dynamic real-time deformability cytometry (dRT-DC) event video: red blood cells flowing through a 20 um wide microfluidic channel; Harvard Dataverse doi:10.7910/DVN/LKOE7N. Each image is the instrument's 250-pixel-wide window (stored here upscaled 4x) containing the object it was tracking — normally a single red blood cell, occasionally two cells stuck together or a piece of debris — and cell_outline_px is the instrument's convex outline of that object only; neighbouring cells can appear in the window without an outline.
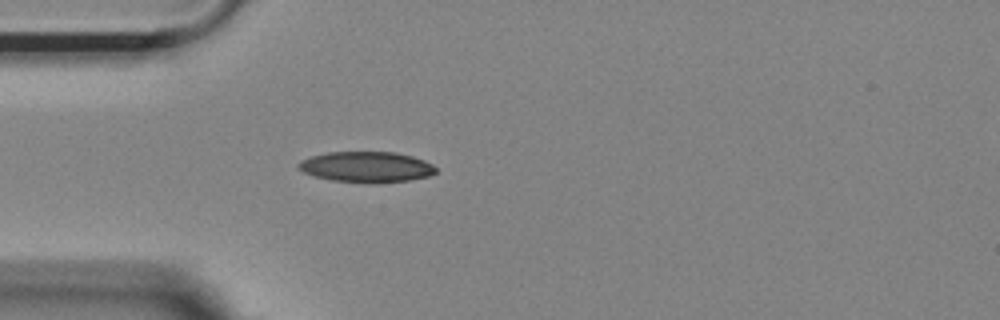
{"species": "Egyptian fruit bat (a non-hibernating species)", "species_latin": "Rousettus aegyptiacus", "temperature_condition": "room temperature", "stored_images_in_passage": 40, "camera_frame_rate_fps": 3000, "um_per_image_px": 0.085, "animal": {"sex": "female"}, "frame": {"image": 1, "passage_image": 1, "time_ms": 0.0, "image_size_px": [1000, 320], "cell_outline_px": [[436, 172], [428, 176], [408, 180], [376, 184], [368, 184], [332, 180], [316, 176], [304, 172], [296, 168], [296, 164], [300, 160], [312, 156], [328, 152], [396, 152], [412, 156], [424, 160], [432, 164], [436, 168]], "centroid_in_image_um": [31.13, 14.2], "position_along_channel_um": 53.9, "area_um2": 24.8}}
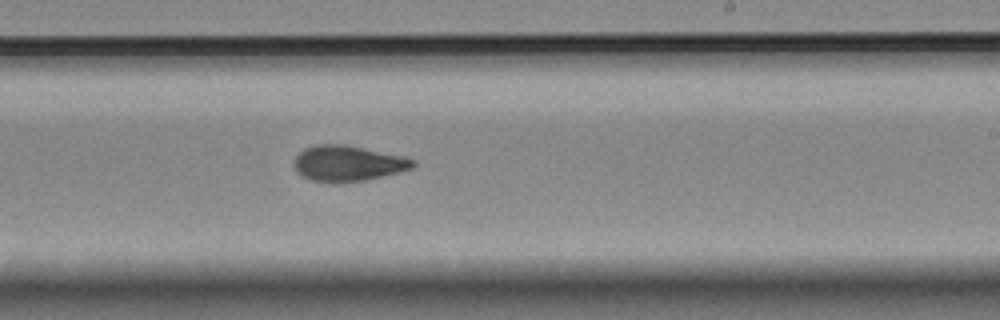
{"frame": {"image": 2, "passage_image": 18, "time_ms": 5.667, "image_size_px": [1000, 320], "cell_outline_px": [[416, 164], [412, 168], [400, 172], [364, 180], [336, 184], [328, 184], [308, 180], [300, 176], [296, 172], [296, 156], [304, 148], [316, 144], [344, 144], [400, 156], [412, 160]], "centroid_in_image_um": [29.5, 13.92], "position_along_channel_um": 259.5, "area_um2": 24.74}}
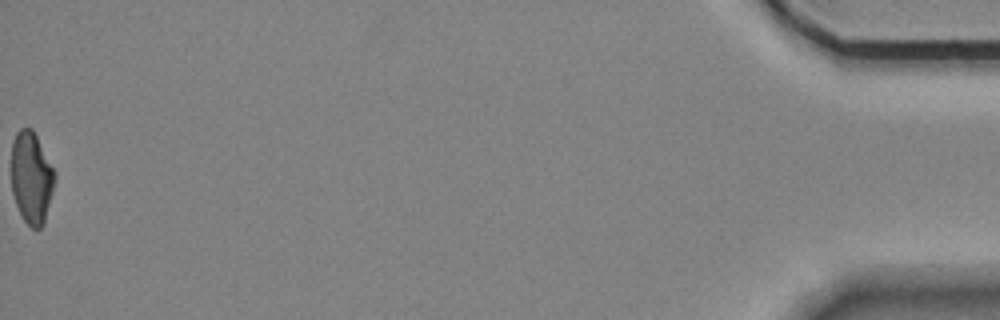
{"frame": {"image": 3, "passage_image": 40, "time_ms": 13.0, "image_size_px": [1000, 320], "cell_outline_px": [[56, 180], [44, 224], [40, 228], [32, 228], [24, 220], [16, 204], [12, 192], [12, 140], [16, 132], [20, 128], [32, 128], [56, 172]], "centroid_in_image_um": [2.69, 15.09], "position_along_channel_um": 432.5, "area_um2": 23.35}, "authors_computed_cell_mechanics": {"area_um2": 24.4205, "velocity_mm_per_s": 3.7199, "shape_relaxation_time_tau1_ms": 6.0578, "shape_relaxation_time_tau2_ms": 2.0943, "deformation_change_tau1": 0.1903, "deformation_change_tau2": 0.0906}}